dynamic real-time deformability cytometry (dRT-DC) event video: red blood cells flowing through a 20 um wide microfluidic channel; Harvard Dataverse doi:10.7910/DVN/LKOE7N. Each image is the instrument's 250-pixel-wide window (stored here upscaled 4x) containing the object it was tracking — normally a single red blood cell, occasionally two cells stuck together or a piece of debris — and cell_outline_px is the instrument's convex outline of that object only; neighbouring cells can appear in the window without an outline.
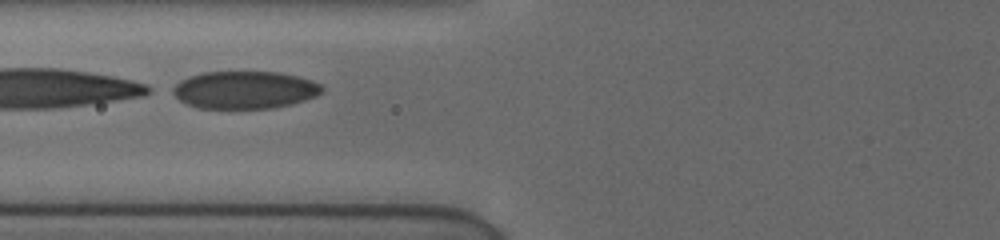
{"species": "human", "species_latin": "Homo sapiens", "temperature_condition": "cold", "stored_images_in_passage": 37, "segment_of_instrument_passage": [2, 2], "camera_frame_rate_fps": 3000, "um_per_image_px": 0.085, "donor": {"sex": "female"}, "frame": {"image": 1, "passage_image": 13, "time_ms": 4.667, "image_size_px": [1000, 240], "cell_outline_px": [[324, 88], [316, 96], [304, 100], [272, 108], [196, 108], [180, 100], [168, 92], [168, 88], [180, 80], [188, 76], [204, 72], [280, 72], [300, 76], [312, 80], [320, 84]], "centroid_in_image_um": [20.72, 7.63], "position_along_channel_um": 105.1, "area_um2": 32.95}}
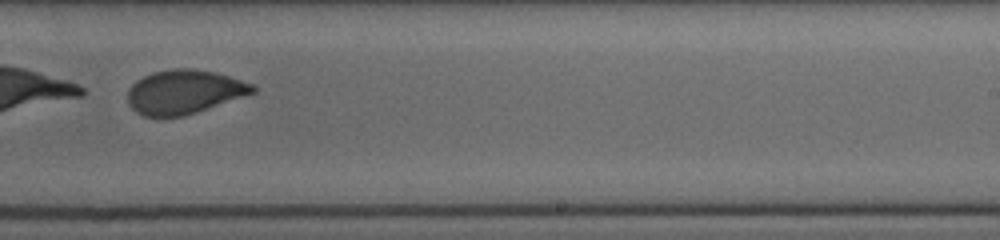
{"frame": {"image": 2, "passage_image": 25, "time_ms": 9.0, "image_size_px": [1000, 240], "cell_outline_px": [[256, 92], [184, 116], [144, 116], [136, 112], [128, 104], [128, 92], [132, 84], [136, 80], [152, 72], [172, 68], [188, 68], [216, 72], [252, 84], [256, 88]], "centroid_in_image_um": [15.63, 7.8], "position_along_channel_um": 273.4, "area_um2": 31.85}}
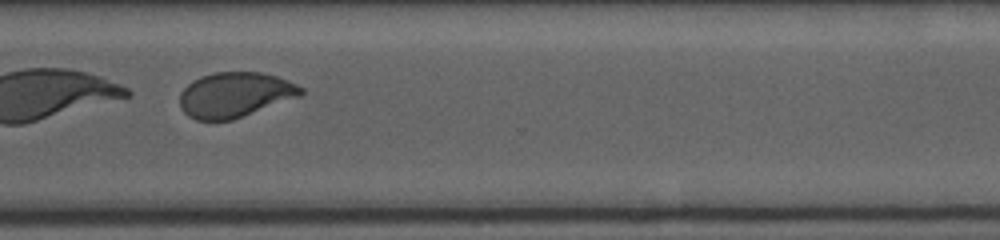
{"frame": {"image": 3, "passage_image": 30, "time_ms": 11.0, "image_size_px": [1000, 240], "cell_outline_px": [[304, 96], [232, 120], [196, 120], [188, 116], [180, 108], [180, 92], [192, 80], [200, 76], [216, 72], [260, 72], [276, 76], [288, 80], [304, 88]], "centroid_in_image_um": [20.0, 8.06], "position_along_channel_um": 350.6, "area_um2": 32.25}}